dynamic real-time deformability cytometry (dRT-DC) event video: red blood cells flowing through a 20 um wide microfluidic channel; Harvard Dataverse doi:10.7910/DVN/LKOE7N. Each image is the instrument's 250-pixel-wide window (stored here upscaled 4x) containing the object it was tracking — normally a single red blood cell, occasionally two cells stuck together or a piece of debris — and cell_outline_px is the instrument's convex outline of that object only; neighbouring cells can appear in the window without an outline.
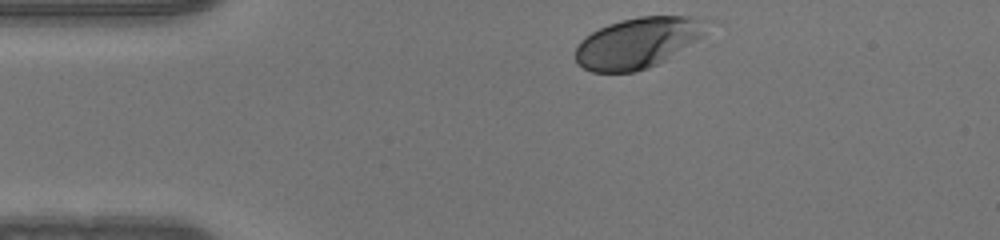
{"species": "human", "species_latin": "Homo sapiens", "temperature_condition": "warm", "stored_images_in_passage": 33, "camera_frame_rate_fps": 3000, "um_per_image_px": 0.085, "donor": {"sex": "male"}, "frame": {"image": 1, "passage_image": 1, "time_ms": 0.0, "image_size_px": [1000, 240], "cell_outline_px": [[716, 20], [704, 36], [664, 60], [648, 68], [636, 72], [592, 72], [584, 68], [576, 60], [576, 48], [580, 40], [592, 32], [608, 24], [620, 20], [640, 16], [688, 16]], "centroid_in_image_um": [54.3, 3.6], "position_along_channel_um": 30.7, "area_um2": 39.07}}
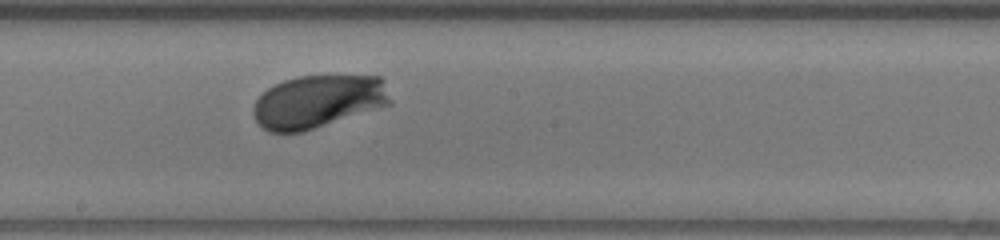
{"frame": {"image": 2, "passage_image": 19, "time_ms": 6.0, "image_size_px": [1000, 240], "cell_outline_px": [[392, 104], [304, 132], [268, 132], [256, 120], [252, 112], [252, 108], [256, 100], [268, 88], [284, 80], [296, 76], [380, 76], [384, 80], [392, 100]], "centroid_in_image_um": [27.06, 8.63], "position_along_channel_um": 221.1, "area_um2": 42.43}}
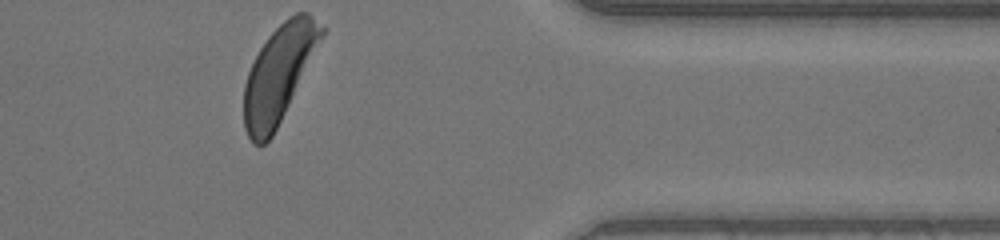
{"frame": {"image": 3, "passage_image": 33, "time_ms": 10.667, "image_size_px": [1000, 240], "cell_outline_px": [[328, 28], [324, 36], [272, 136], [264, 144], [252, 144], [244, 128], [244, 84], [248, 72], [260, 48], [268, 36], [288, 16], [296, 12], [308, 12]], "centroid_in_image_um": [23.72, 6.22], "position_along_channel_um": 387.7, "area_um2": 43.29}}